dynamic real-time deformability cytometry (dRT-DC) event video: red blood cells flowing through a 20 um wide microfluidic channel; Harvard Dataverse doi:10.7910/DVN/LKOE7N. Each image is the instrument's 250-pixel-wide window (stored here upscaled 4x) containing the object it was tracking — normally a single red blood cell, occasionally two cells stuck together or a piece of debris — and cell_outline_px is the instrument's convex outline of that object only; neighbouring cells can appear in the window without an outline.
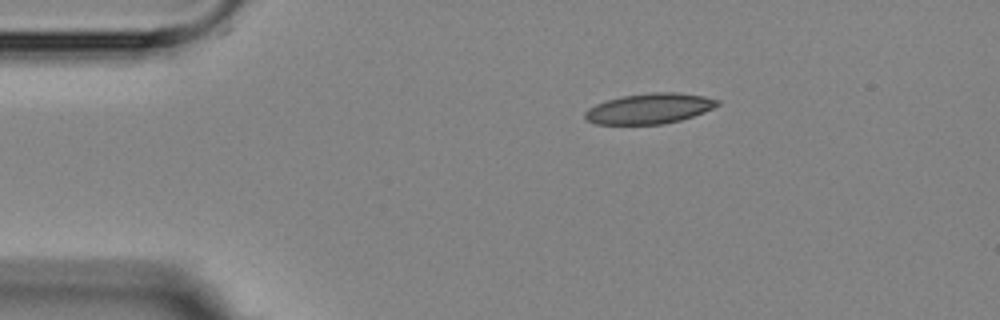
{"species": "Egyptian fruit bat (a non-hibernating species)", "species_latin": "Rousettus aegyptiacus", "temperature_condition": "room temperature", "stored_images_in_passage": 6, "camera_frame_rate_fps": 3000, "um_per_image_px": 0.085, "animal": {"sex": "female"}, "frame": {"image": 1, "passage_image": 1, "time_ms": 0.0, "image_size_px": [1000, 320], "cell_outline_px": [[720, 104], [704, 112], [680, 120], [664, 124], [596, 124], [588, 120], [584, 116], [584, 112], [588, 108], [596, 104], [608, 100], [624, 96], [652, 92], [680, 92], [704, 96], [720, 100]], "centroid_in_image_um": [55.22, 9.22], "position_along_channel_um": 29.8, "area_um2": 23.35}}
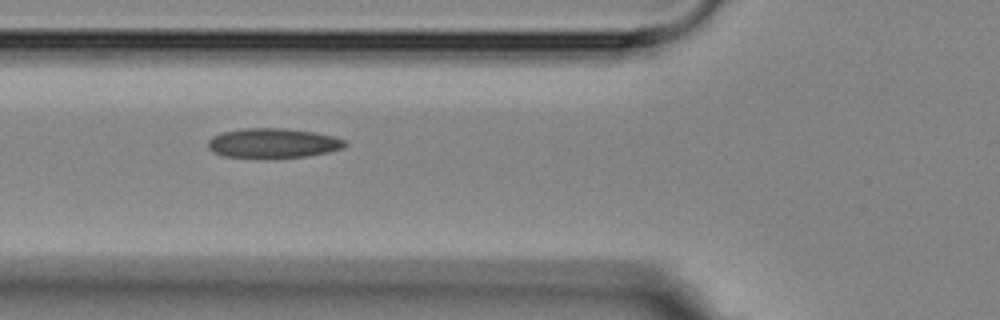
{"frame": {"image": 2, "passage_image": 4, "time_ms": 3.333, "image_size_px": [1000, 320], "cell_outline_px": [[348, 144], [344, 148], [328, 152], [304, 156], [264, 160], [224, 156], [212, 152], [208, 148], [208, 140], [212, 136], [224, 132], [240, 128], [284, 128], [316, 132], [336, 136], [344, 140]], "centroid_in_image_um": [23.2, 12.19], "position_along_channel_um": 102.6, "area_um2": 24.45}}
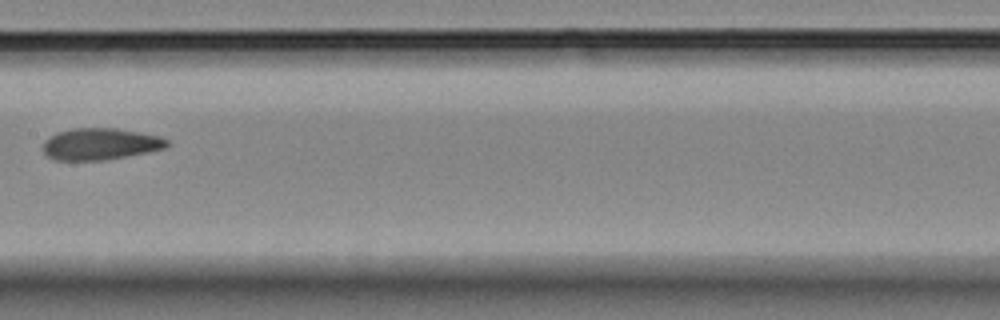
{"frame": {"image": 3, "passage_image": 6, "time_ms": 6.0, "image_size_px": [1000, 320], "cell_outline_px": [[172, 144], [164, 148], [148, 152], [104, 160], [56, 160], [48, 156], [44, 152], [44, 140], [56, 132], [72, 128], [116, 128], [160, 136], [168, 140]], "centroid_in_image_um": [8.54, 12.23], "position_along_channel_um": 198.9, "area_um2": 22.89}}